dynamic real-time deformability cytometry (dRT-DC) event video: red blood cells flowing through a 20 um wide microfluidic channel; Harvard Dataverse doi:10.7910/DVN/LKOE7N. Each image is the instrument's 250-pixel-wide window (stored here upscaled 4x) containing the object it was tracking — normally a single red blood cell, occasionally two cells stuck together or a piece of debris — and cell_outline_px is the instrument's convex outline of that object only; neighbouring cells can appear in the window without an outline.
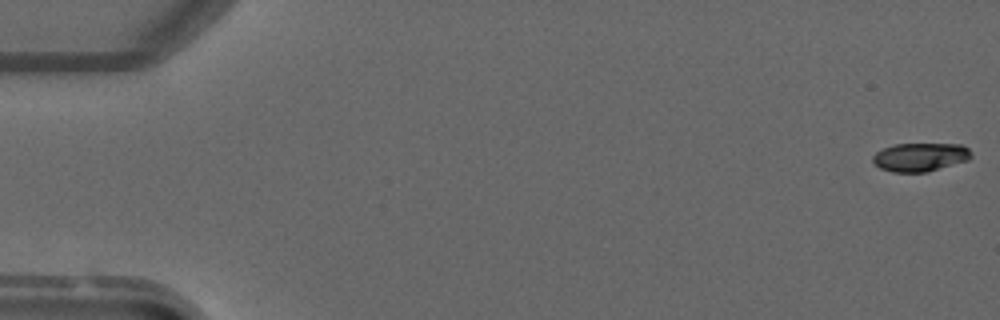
{"species": "common noctule bat (a hibernating species)", "species_latin": "Nyctalus noctula", "temperature_condition": "warm", "stored_images_in_passage": 4, "camera_frame_rate_fps": 3000, "um_per_image_px": 0.085, "animal": {"sex": "male", "forearm_length_mm": 52.5}, "frame": {"image": 1, "passage_image": 1, "time_ms": 0.0, "image_size_px": [1000, 320], "cell_outline_px": [[972, 156], [968, 160], [924, 172], [892, 172], [880, 168], [872, 160], [872, 156], [876, 152], [884, 148], [896, 144], [964, 144], [972, 152]], "centroid_in_image_um": [78.23, 13.34], "position_along_channel_um": 6.8, "area_um2": 16.24}}